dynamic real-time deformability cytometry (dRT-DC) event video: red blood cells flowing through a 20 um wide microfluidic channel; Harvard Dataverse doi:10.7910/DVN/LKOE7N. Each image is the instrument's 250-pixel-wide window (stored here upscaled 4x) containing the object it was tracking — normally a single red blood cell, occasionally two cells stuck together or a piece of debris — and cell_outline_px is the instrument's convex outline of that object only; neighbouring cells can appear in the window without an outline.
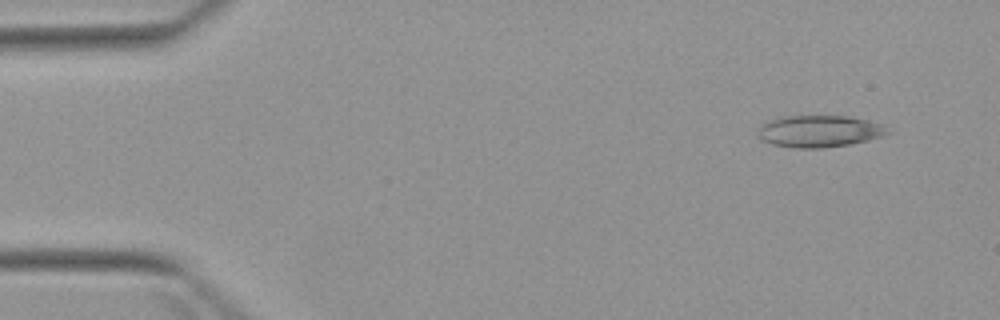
{"species": "Egyptian fruit bat (a non-hibernating species)", "species_latin": "Rousettus aegyptiacus", "temperature_condition": "warm", "stored_images_in_passage": 3, "camera_frame_rate_fps": 3000, "um_per_image_px": 0.085, "animal": {"sex": "female"}, "frame": {"image": 1, "passage_image": 1, "time_ms": 0.0, "image_size_px": [1000, 320], "cell_outline_px": [[892, 132], [884, 136], [868, 140], [848, 144], [820, 148], [796, 148], [772, 144], [760, 140], [756, 136], [760, 128], [768, 120], [784, 116], [848, 116], [868, 120], [884, 124]], "centroid_in_image_um": [69.67, 11.15], "position_along_channel_um": 15.3, "area_um2": 24.22}}